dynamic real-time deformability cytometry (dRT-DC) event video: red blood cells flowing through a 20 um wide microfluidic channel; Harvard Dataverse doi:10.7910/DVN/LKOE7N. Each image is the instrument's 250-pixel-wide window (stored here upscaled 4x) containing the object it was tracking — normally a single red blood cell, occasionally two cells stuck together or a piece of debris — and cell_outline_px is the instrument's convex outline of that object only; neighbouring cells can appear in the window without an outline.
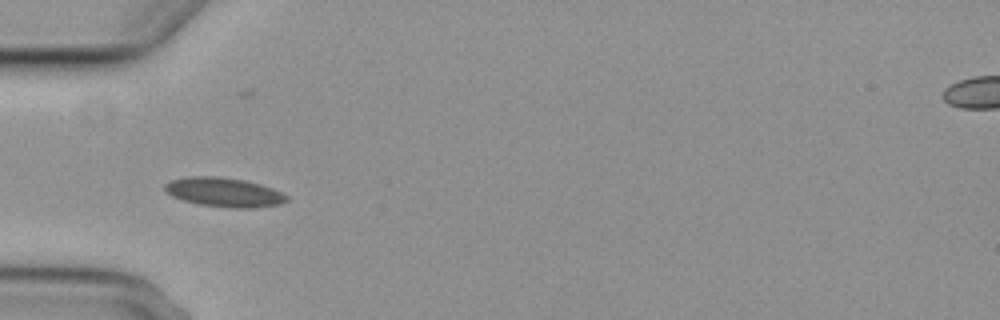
{"species": "common noctule bat (a hibernating species)", "species_latin": "Nyctalus noctula", "temperature_condition": "cold", "stored_images_in_passage": 8, "camera_frame_rate_fps": 3000, "um_per_image_px": 0.085, "animal": {"sex": "female", "body_mass_g": 29.2, "forearm_length_mm": 56.3}, "frame": {"image": 1, "passage_image": 5, "time_ms": 5.667, "image_size_px": [1000, 320], "cell_outline_px": [[288, 200], [280, 204], [256, 208], [232, 208], [200, 204], [184, 200], [172, 196], [164, 192], [164, 184], [172, 180], [188, 176], [216, 176], [244, 180], [260, 184], [272, 188], [288, 196]], "centroid_in_image_um": [19.04, 16.34], "position_along_channel_um": 66.0, "area_um2": 20.75}}
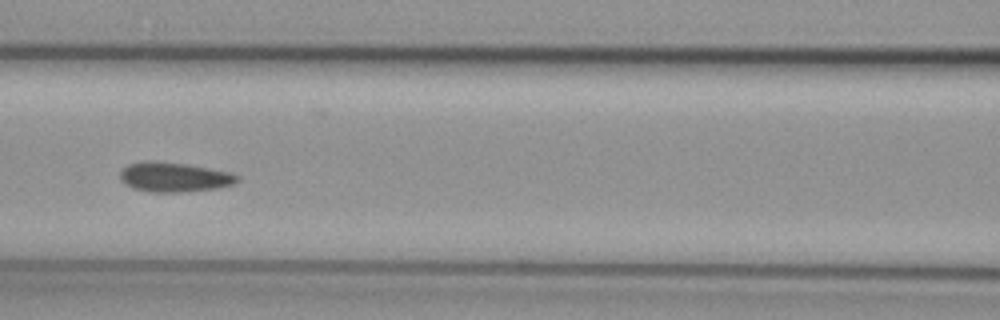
{"frame": {"image": 2, "passage_image": 7, "time_ms": 8.0, "image_size_px": [1000, 320], "cell_outline_px": [[240, 180], [232, 184], [216, 188], [180, 192], [152, 192], [132, 188], [124, 184], [120, 180], [120, 172], [128, 164], [144, 160], [148, 160], [188, 164], [232, 172], [240, 176]], "centroid_in_image_um": [14.8, 15.04], "position_along_channel_um": 151.8, "area_um2": 20.4}}
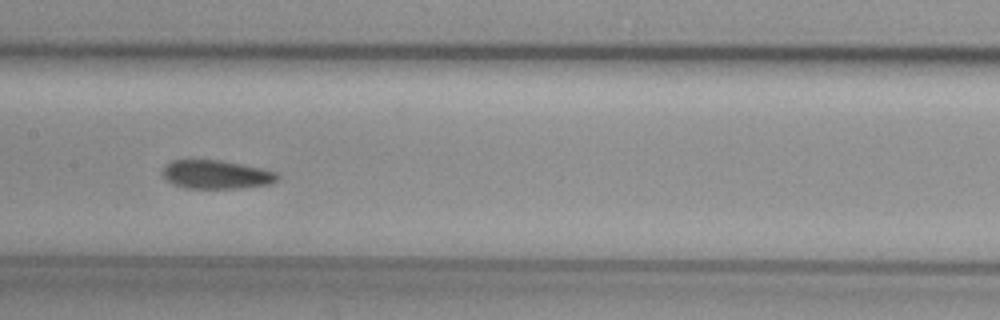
{"frame": {"image": 3, "passage_image": 8, "time_ms": 9.0, "image_size_px": [1000, 320], "cell_outline_px": [[280, 176], [272, 184], [240, 188], [184, 188], [172, 184], [164, 180], [160, 176], [160, 172], [164, 164], [172, 160], [220, 160], [260, 168], [276, 172]], "centroid_in_image_um": [18.29, 14.84], "position_along_channel_um": 189.1, "area_um2": 19.48}}